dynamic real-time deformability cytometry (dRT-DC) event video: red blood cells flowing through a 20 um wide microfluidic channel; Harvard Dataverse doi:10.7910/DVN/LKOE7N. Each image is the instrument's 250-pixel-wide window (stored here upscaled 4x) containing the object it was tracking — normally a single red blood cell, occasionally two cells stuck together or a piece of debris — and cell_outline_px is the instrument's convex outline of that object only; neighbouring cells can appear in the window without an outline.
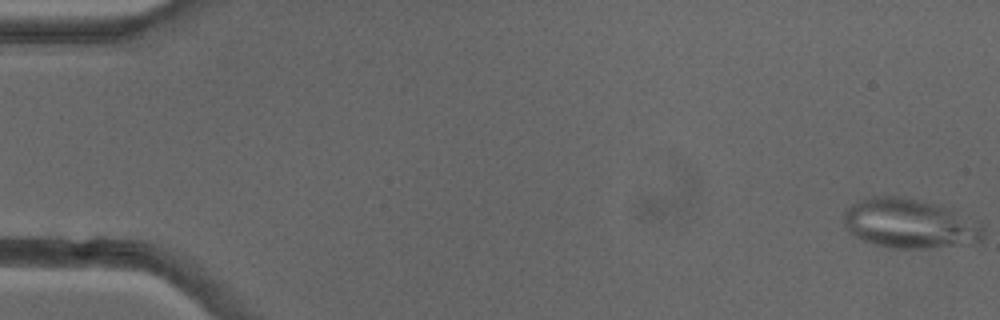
{"species": "common noctule bat (a hibernating species)", "species_latin": "Nyctalus noctula", "temperature_condition": "cold", "stored_images_in_passage": 52, "camera_frame_rate_fps": 3000, "um_per_image_px": 0.085, "animal": {"sex": "female"}, "frame": {"image": 1, "passage_image": 1, "time_ms": 0.0, "image_size_px": [1000, 320], "cell_outline_px": [[984, 232], [980, 240], [968, 244], [924, 248], [896, 248], [876, 244], [864, 240], [848, 232], [844, 224], [844, 212], [856, 200], [872, 196], [896, 196], [920, 200], [944, 208], [984, 224]], "centroid_in_image_um": [77.28, 19.0], "position_along_channel_um": 7.7, "area_um2": 39.71}}
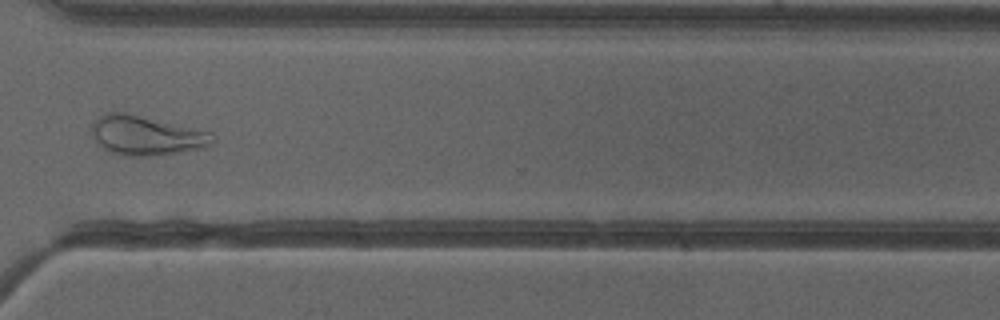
{"frame": {"image": 2, "passage_image": 39, "time_ms": 12.667, "image_size_px": [1000, 320], "cell_outline_px": [[216, 140], [212, 144], [204, 148], [160, 156], [124, 156], [104, 148], [96, 140], [92, 132], [92, 124], [96, 116], [104, 112], [128, 112], [212, 132], [216, 136]], "centroid_in_image_um": [12.48, 11.5], "position_along_channel_um": 358.1, "area_um2": 28.26}}
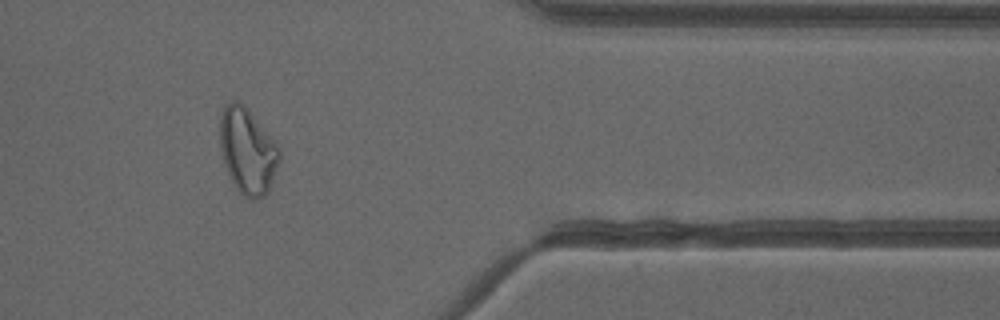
{"frame": {"image": 3, "passage_image": 43, "time_ms": 14.0, "image_size_px": [1000, 320], "cell_outline_px": [[280, 160], [268, 192], [264, 196], [252, 200], [244, 196], [236, 188], [228, 172], [220, 148], [220, 112], [224, 104], [232, 100], [236, 100], [248, 108], [280, 148]], "centroid_in_image_um": [21.04, 12.8], "position_along_channel_um": 390.4, "area_um2": 29.71}}